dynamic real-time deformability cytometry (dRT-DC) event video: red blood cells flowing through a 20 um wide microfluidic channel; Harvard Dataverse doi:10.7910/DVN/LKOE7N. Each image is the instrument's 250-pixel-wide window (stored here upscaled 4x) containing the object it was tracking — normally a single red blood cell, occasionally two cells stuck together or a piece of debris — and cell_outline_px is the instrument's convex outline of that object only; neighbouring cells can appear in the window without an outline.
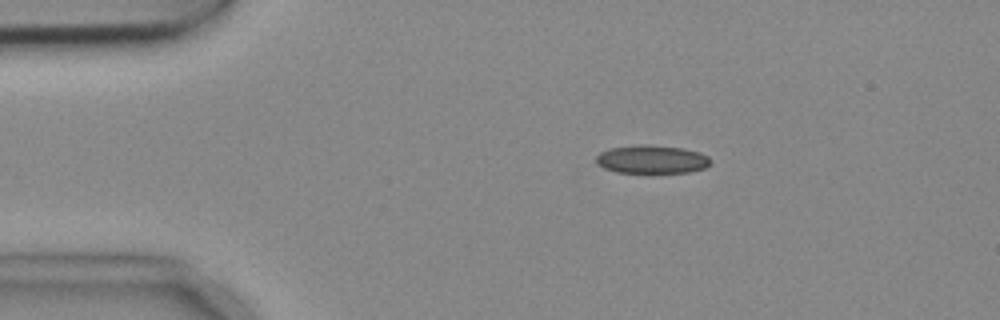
{"species": "common noctule bat (a hibernating species)", "species_latin": "Nyctalus noctula", "temperature_condition": "cold", "stored_images_in_passage": 4, "camera_frame_rate_fps": 3000, "um_per_image_px": 0.085, "animal": {"sex": "female", "body_mass_g": 18.4}, "frame": {"image": 1, "passage_image": 3, "time_ms": 0.667, "image_size_px": [1000, 320], "cell_outline_px": [[712, 160], [704, 168], [688, 172], [616, 172], [604, 168], [596, 160], [596, 156], [600, 152], [612, 148], [644, 144], [680, 148], [700, 152], [708, 156]], "centroid_in_image_um": [55.42, 13.54], "position_along_channel_um": 29.6, "area_um2": 18.5}}